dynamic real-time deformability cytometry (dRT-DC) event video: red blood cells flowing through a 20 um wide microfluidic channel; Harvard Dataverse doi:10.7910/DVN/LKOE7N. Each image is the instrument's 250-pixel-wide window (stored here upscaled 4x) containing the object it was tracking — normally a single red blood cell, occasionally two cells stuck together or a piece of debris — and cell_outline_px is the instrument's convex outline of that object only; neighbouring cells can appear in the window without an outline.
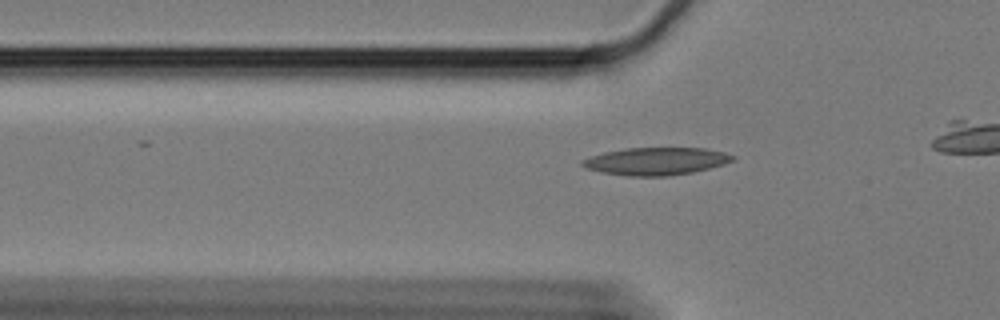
{"species": "Egyptian fruit bat (a non-hibernating species)", "species_latin": "Rousettus aegyptiacus", "temperature_condition": "cold", "stored_images_in_passage": 9, "camera_frame_rate_fps": 3000, "um_per_image_px": 0.085, "animal": {"sex": "female"}, "frame": {"image": 1, "passage_image": 2, "time_ms": 0.333, "image_size_px": [1000, 320], "cell_outline_px": [[736, 160], [724, 164], [692, 172], [664, 176], [628, 176], [600, 172], [588, 168], [580, 164], [580, 160], [604, 152], [624, 148], [704, 148], [724, 152], [736, 156]], "centroid_in_image_um": [55.77, 13.7], "position_along_channel_um": 70.0, "area_um2": 24.1}}
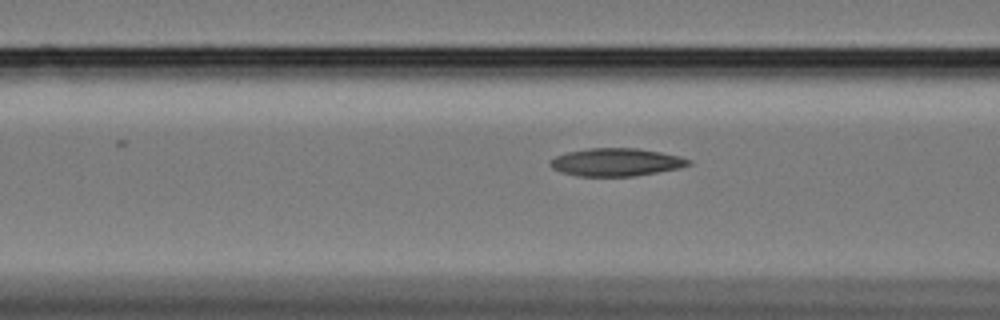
{"frame": {"image": 2, "passage_image": 6, "time_ms": 1.667, "image_size_px": [1000, 320], "cell_outline_px": [[692, 164], [680, 168], [632, 176], [576, 176], [560, 172], [552, 168], [548, 164], [556, 156], [568, 152], [588, 148], [636, 148], [660, 152], [680, 156], [692, 160]], "centroid_in_image_um": [52.38, 13.78], "position_along_channel_um": 114.2, "area_um2": 22.43}}